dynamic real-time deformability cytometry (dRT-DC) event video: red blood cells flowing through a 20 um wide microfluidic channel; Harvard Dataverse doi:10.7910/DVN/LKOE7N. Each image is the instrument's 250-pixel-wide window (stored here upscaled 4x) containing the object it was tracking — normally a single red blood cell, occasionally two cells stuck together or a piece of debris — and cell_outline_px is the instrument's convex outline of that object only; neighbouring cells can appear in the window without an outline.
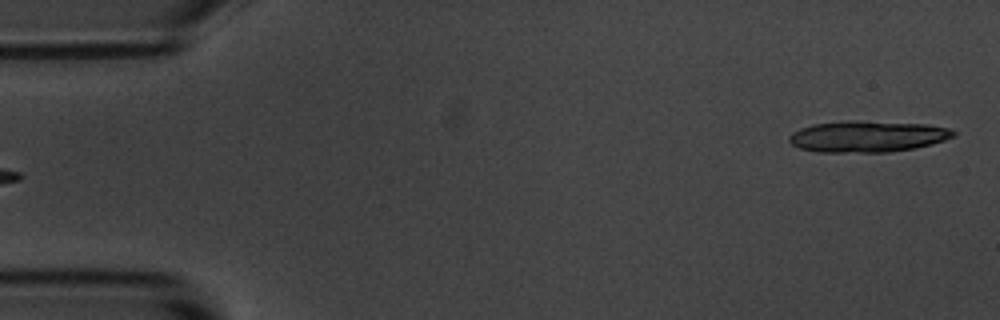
{"species": "common noctule bat (a hibernating species)", "species_latin": "Nyctalus noctula", "temperature_condition": "room temperature", "stored_images_in_passage": 5, "segment_of_instrument_passage": [2, 2], "camera_frame_rate_fps": 3000, "um_per_image_px": 0.085, "animal": {"sex": "male", "body_mass_g": 20.1, "forearm_length_mm": 53.5}, "frame": {"image": 1, "passage_image": 5, "time_ms": 4.667, "image_size_px": [1000, 320], "cell_outline_px": [[956, 136], [932, 144], [916, 148], [888, 152], [816, 152], [800, 148], [792, 144], [788, 140], [788, 136], [792, 132], [800, 128], [812, 124], [848, 120], [856, 120], [928, 124], [948, 128], [956, 132]], "centroid_in_image_um": [73.73, 11.59], "position_along_channel_um": 11.3, "area_um2": 30.29}}